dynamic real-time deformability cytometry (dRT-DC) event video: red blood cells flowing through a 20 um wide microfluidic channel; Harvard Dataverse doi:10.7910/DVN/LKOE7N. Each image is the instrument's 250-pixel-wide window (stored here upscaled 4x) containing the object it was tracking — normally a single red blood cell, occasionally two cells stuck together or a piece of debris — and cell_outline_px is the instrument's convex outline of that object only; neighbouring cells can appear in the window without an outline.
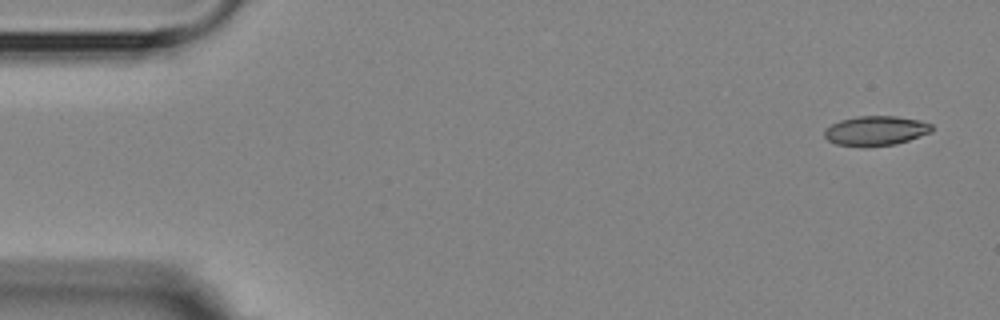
{"species": "Egyptian fruit bat (a non-hibernating species)", "species_latin": "Rousettus aegyptiacus", "temperature_condition": "room temperature", "stored_images_in_passage": 5, "camera_frame_rate_fps": 3000, "um_per_image_px": 0.085, "animal": {"sex": "female"}, "frame": {"image": 1, "passage_image": 1, "time_ms": 0.0, "image_size_px": [1000, 320], "cell_outline_px": [[932, 132], [896, 144], [864, 148], [836, 144], [828, 140], [824, 136], [824, 128], [840, 120], [860, 116], [896, 116], [916, 120], [932, 124]], "centroid_in_image_um": [74.4, 11.13], "position_along_channel_um": 10.6, "area_um2": 18.67}}
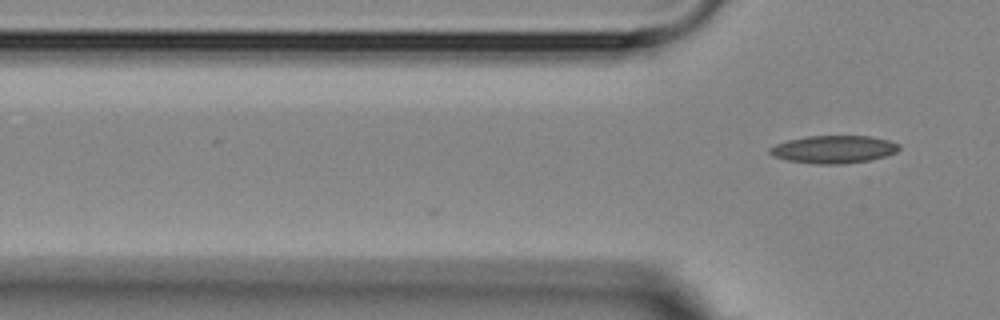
{"frame": {"image": 2, "passage_image": 5, "time_ms": 4.333, "image_size_px": [1000, 320], "cell_outline_px": [[900, 148], [896, 152], [884, 156], [868, 160], [844, 164], [816, 164], [788, 160], [772, 156], [768, 152], [768, 148], [776, 144], [788, 140], [808, 136], [868, 136], [888, 140], [900, 144]], "centroid_in_image_um": [70.84, 12.69], "position_along_channel_um": 55.0, "area_um2": 20.81}}